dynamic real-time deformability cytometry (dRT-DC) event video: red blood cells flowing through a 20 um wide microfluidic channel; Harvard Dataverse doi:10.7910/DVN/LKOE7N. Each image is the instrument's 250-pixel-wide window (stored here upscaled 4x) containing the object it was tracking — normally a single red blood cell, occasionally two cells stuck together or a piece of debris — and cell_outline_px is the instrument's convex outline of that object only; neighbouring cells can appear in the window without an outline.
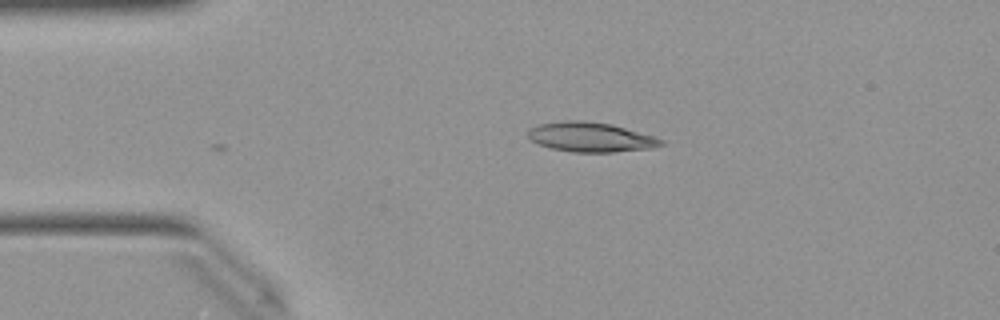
{"species": "Egyptian fruit bat (a non-hibernating species)", "species_latin": "Rousettus aegyptiacus", "temperature_condition": "warm", "stored_images_in_passage": 14, "camera_frame_rate_fps": 3000, "um_per_image_px": 0.085, "animal": {"sex": "female"}, "frame": {"image": 1, "passage_image": 1, "time_ms": 0.0, "image_size_px": [1000, 320], "cell_outline_px": [[664, 144], [652, 148], [616, 152], [572, 152], [552, 148], [536, 144], [528, 136], [528, 128], [536, 124], [564, 120], [584, 120], [612, 124], [656, 136], [664, 140]], "centroid_in_image_um": [50.21, 11.64], "position_along_channel_um": 34.8, "area_um2": 23.35}}
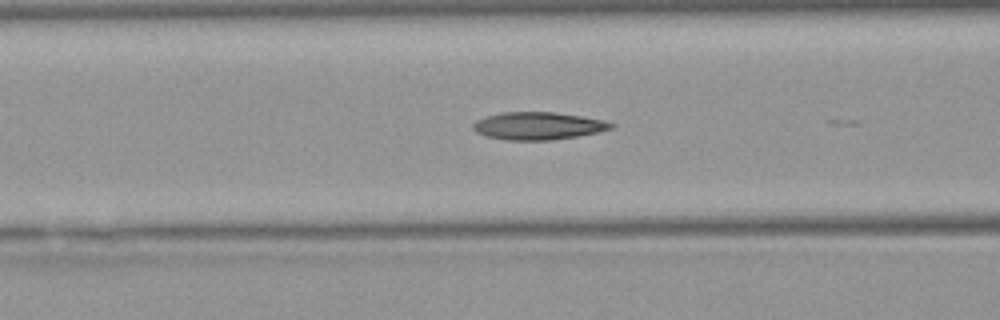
{"frame": {"image": 2, "passage_image": 10, "time_ms": 3.0, "image_size_px": [1000, 320], "cell_outline_px": [[616, 124], [612, 128], [596, 132], [576, 136], [552, 140], [508, 140], [488, 136], [476, 132], [472, 128], [472, 124], [476, 120], [484, 116], [500, 112], [556, 112], [604, 120]], "centroid_in_image_um": [45.7, 10.69], "position_along_channel_um": 120.9, "area_um2": 22.14}}
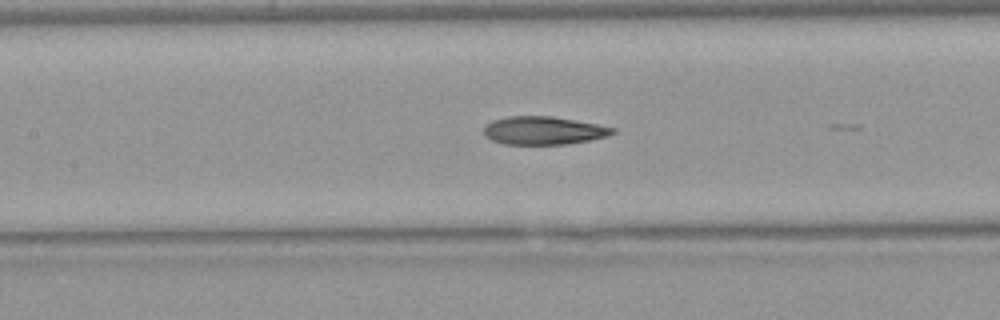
{"frame": {"image": 3, "passage_image": 13, "time_ms": 4.0, "image_size_px": [1000, 320], "cell_outline_px": [[616, 132], [608, 136], [588, 140], [564, 144], [504, 144], [492, 140], [484, 136], [484, 128], [492, 120], [508, 116], [552, 116], [596, 124], [616, 128]], "centroid_in_image_um": [46.19, 11.09], "position_along_channel_um": 161.2, "area_um2": 20.98}}